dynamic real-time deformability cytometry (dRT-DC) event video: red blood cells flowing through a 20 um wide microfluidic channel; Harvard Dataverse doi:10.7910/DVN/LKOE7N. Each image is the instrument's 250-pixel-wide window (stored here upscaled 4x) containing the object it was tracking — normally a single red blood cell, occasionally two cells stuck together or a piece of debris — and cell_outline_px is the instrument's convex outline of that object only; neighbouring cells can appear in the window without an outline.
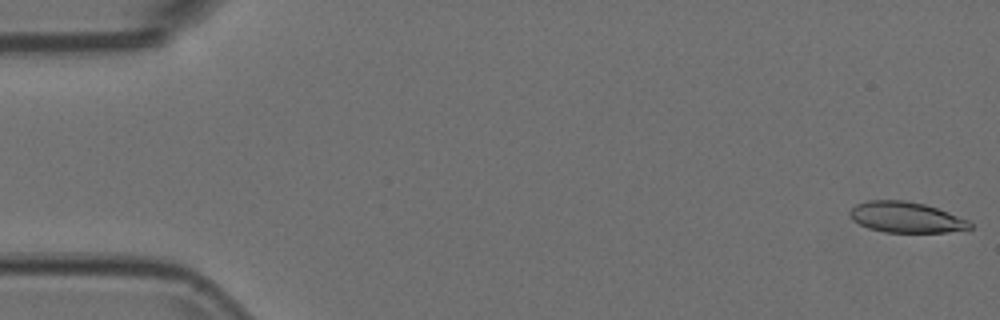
{"species": "Egyptian fruit bat (a non-hibernating species)", "species_latin": "Rousettus aegyptiacus", "temperature_condition": "room temperature", "stored_images_in_passage": 11, "camera_frame_rate_fps": 3000, "um_per_image_px": 0.085, "animal": {"sex": "female"}, "frame": {"image": 1, "passage_image": 1, "time_ms": 0.0, "image_size_px": [1000, 320], "cell_outline_px": [[972, 228], [944, 232], [884, 232], [868, 228], [852, 220], [848, 212], [856, 204], [868, 200], [904, 200], [924, 204], [948, 212], [968, 220], [972, 224]], "centroid_in_image_um": [76.98, 18.46], "position_along_channel_um": 8.0, "area_um2": 21.39}}